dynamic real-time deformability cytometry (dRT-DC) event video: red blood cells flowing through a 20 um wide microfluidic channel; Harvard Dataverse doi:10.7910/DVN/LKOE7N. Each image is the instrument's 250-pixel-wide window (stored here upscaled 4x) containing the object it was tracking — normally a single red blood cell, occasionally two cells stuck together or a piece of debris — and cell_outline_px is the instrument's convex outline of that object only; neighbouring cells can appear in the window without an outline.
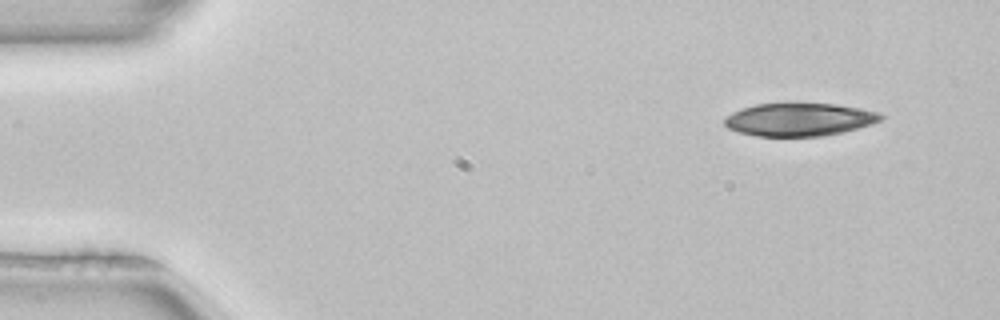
{"species": "common noctule bat (a hibernating species)", "species_latin": "Nyctalus noctula", "temperature_condition": "room temperature", "stored_images_in_passage": 5, "segment_of_instrument_passage": [2, 2], "camera_frame_rate_fps": 3000, "um_per_image_px": 0.085, "animal": {"sex": "female", "body_mass_g": 22.7, "forearm_length_mm": 54.2}, "frame": {"image": 1, "passage_image": 5, "time_ms": 1.333, "image_size_px": [1000, 320], "cell_outline_px": [[884, 116], [880, 120], [872, 124], [824, 136], [756, 136], [740, 132], [728, 128], [724, 124], [724, 116], [740, 108], [756, 104], [792, 100], [836, 104], [880, 112]], "centroid_in_image_um": [67.89, 10.1], "position_along_channel_um": 17.1, "area_um2": 30.98}}